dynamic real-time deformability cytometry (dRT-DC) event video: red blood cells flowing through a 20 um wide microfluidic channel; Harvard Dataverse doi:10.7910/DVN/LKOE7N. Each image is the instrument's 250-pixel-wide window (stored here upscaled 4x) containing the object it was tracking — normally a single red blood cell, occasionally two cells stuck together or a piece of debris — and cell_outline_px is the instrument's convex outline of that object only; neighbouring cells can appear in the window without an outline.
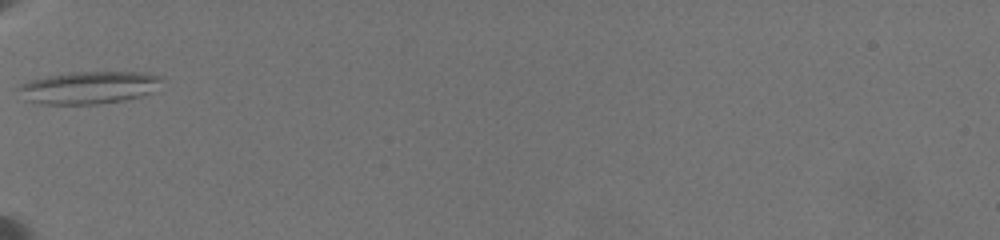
{"species": "common noctule bat (a hibernating species)", "species_latin": "Nyctalus noctula", "temperature_condition": "warm", "stored_images_in_passage": 3, "camera_frame_rate_fps": 3000, "um_per_image_px": 0.085, "animal": {"sex": "female", "body_mass_g": 19.5, "forearm_length_mm": 54.1}, "frame": {"image": 1, "passage_image": 1, "time_ms": 0.0, "image_size_px": [1000, 240], "cell_outline_px": [[164, 80], [152, 92], [140, 96], [120, 100], [96, 104], [44, 104], [28, 100], [16, 88], [20, 84], [28, 80], [68, 72], [144, 72], [160, 76]], "centroid_in_image_um": [7.56, 7.42], "position_along_channel_um": 77.4, "area_um2": 26.93}}
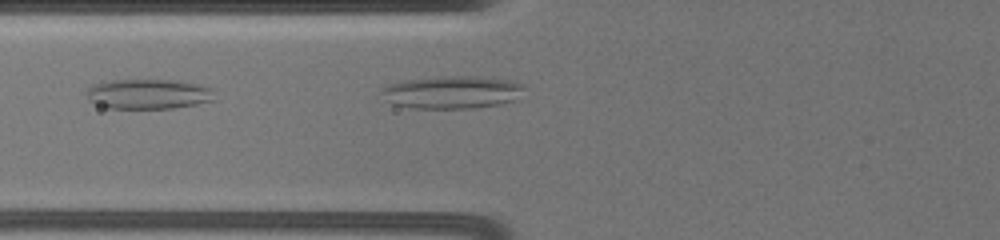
{"frame": {"image": 2, "passage_image": 2, "time_ms": 0.333, "image_size_px": [1000, 240], "cell_outline_px": [[212, 100], [196, 104], [172, 108], [108, 108], [96, 104], [88, 100], [88, 88], [92, 84], [100, 80], [180, 80], [200, 84], [212, 88]], "centroid_in_image_um": [12.57, 7.97], "position_along_channel_um": 113.2, "area_um2": 22.43}}